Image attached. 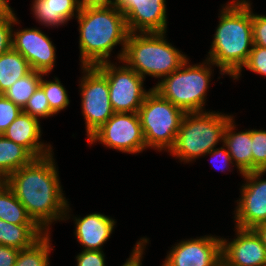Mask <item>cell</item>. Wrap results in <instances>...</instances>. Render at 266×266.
<instances>
[{
    "label": "cell",
    "mask_w": 266,
    "mask_h": 266,
    "mask_svg": "<svg viewBox=\"0 0 266 266\" xmlns=\"http://www.w3.org/2000/svg\"><path fill=\"white\" fill-rule=\"evenodd\" d=\"M148 241L149 239L147 237H141L134 245L131 255L122 266H142V258L144 257L143 254L146 245L149 243Z\"/></svg>",
    "instance_id": "obj_35"
},
{
    "label": "cell",
    "mask_w": 266,
    "mask_h": 266,
    "mask_svg": "<svg viewBox=\"0 0 266 266\" xmlns=\"http://www.w3.org/2000/svg\"><path fill=\"white\" fill-rule=\"evenodd\" d=\"M253 230L257 233V235L260 237L263 245L266 248V222L257 225L253 228Z\"/></svg>",
    "instance_id": "obj_39"
},
{
    "label": "cell",
    "mask_w": 266,
    "mask_h": 266,
    "mask_svg": "<svg viewBox=\"0 0 266 266\" xmlns=\"http://www.w3.org/2000/svg\"><path fill=\"white\" fill-rule=\"evenodd\" d=\"M44 233L36 224H13L0 219V245L20 250L31 246Z\"/></svg>",
    "instance_id": "obj_20"
},
{
    "label": "cell",
    "mask_w": 266,
    "mask_h": 266,
    "mask_svg": "<svg viewBox=\"0 0 266 266\" xmlns=\"http://www.w3.org/2000/svg\"><path fill=\"white\" fill-rule=\"evenodd\" d=\"M232 118L219 111L186 113L170 155L184 163L205 157L219 142L223 144L226 125Z\"/></svg>",
    "instance_id": "obj_5"
},
{
    "label": "cell",
    "mask_w": 266,
    "mask_h": 266,
    "mask_svg": "<svg viewBox=\"0 0 266 266\" xmlns=\"http://www.w3.org/2000/svg\"><path fill=\"white\" fill-rule=\"evenodd\" d=\"M79 24L81 66H96L109 62L111 52L122 45L117 58L121 61L129 30L124 14L115 6L87 8L76 16Z\"/></svg>",
    "instance_id": "obj_3"
},
{
    "label": "cell",
    "mask_w": 266,
    "mask_h": 266,
    "mask_svg": "<svg viewBox=\"0 0 266 266\" xmlns=\"http://www.w3.org/2000/svg\"><path fill=\"white\" fill-rule=\"evenodd\" d=\"M222 146L220 148L215 147L210 152H208L207 155L205 156H208V154L210 155V160H211L210 164L213 165V168L215 170L225 172V170H228V169L230 170L231 169L230 167H233L235 164L233 163V160L231 159V156L227 150V147L224 144ZM219 163H221L222 166H219Z\"/></svg>",
    "instance_id": "obj_32"
},
{
    "label": "cell",
    "mask_w": 266,
    "mask_h": 266,
    "mask_svg": "<svg viewBox=\"0 0 266 266\" xmlns=\"http://www.w3.org/2000/svg\"><path fill=\"white\" fill-rule=\"evenodd\" d=\"M79 80L81 110L85 119L87 139L97 131L115 112L109 99L106 76L96 66H81Z\"/></svg>",
    "instance_id": "obj_9"
},
{
    "label": "cell",
    "mask_w": 266,
    "mask_h": 266,
    "mask_svg": "<svg viewBox=\"0 0 266 266\" xmlns=\"http://www.w3.org/2000/svg\"><path fill=\"white\" fill-rule=\"evenodd\" d=\"M22 109L11 100L0 94V135L6 131L8 126L18 117Z\"/></svg>",
    "instance_id": "obj_29"
},
{
    "label": "cell",
    "mask_w": 266,
    "mask_h": 266,
    "mask_svg": "<svg viewBox=\"0 0 266 266\" xmlns=\"http://www.w3.org/2000/svg\"><path fill=\"white\" fill-rule=\"evenodd\" d=\"M172 245L161 266H221V238L215 235L181 240Z\"/></svg>",
    "instance_id": "obj_12"
},
{
    "label": "cell",
    "mask_w": 266,
    "mask_h": 266,
    "mask_svg": "<svg viewBox=\"0 0 266 266\" xmlns=\"http://www.w3.org/2000/svg\"><path fill=\"white\" fill-rule=\"evenodd\" d=\"M44 75L48 76V74L42 75L40 87L44 90L50 109L55 114H58L70 104L66 88L62 85L61 81L57 77L50 81L43 78Z\"/></svg>",
    "instance_id": "obj_26"
},
{
    "label": "cell",
    "mask_w": 266,
    "mask_h": 266,
    "mask_svg": "<svg viewBox=\"0 0 266 266\" xmlns=\"http://www.w3.org/2000/svg\"><path fill=\"white\" fill-rule=\"evenodd\" d=\"M232 0L224 4L206 59L221 75L238 80L253 48L252 3Z\"/></svg>",
    "instance_id": "obj_2"
},
{
    "label": "cell",
    "mask_w": 266,
    "mask_h": 266,
    "mask_svg": "<svg viewBox=\"0 0 266 266\" xmlns=\"http://www.w3.org/2000/svg\"><path fill=\"white\" fill-rule=\"evenodd\" d=\"M51 233H44L31 246L19 250L14 266H50Z\"/></svg>",
    "instance_id": "obj_24"
},
{
    "label": "cell",
    "mask_w": 266,
    "mask_h": 266,
    "mask_svg": "<svg viewBox=\"0 0 266 266\" xmlns=\"http://www.w3.org/2000/svg\"><path fill=\"white\" fill-rule=\"evenodd\" d=\"M252 172L266 171V130L251 129Z\"/></svg>",
    "instance_id": "obj_28"
},
{
    "label": "cell",
    "mask_w": 266,
    "mask_h": 266,
    "mask_svg": "<svg viewBox=\"0 0 266 266\" xmlns=\"http://www.w3.org/2000/svg\"><path fill=\"white\" fill-rule=\"evenodd\" d=\"M34 157L21 145L0 135V181L29 164Z\"/></svg>",
    "instance_id": "obj_21"
},
{
    "label": "cell",
    "mask_w": 266,
    "mask_h": 266,
    "mask_svg": "<svg viewBox=\"0 0 266 266\" xmlns=\"http://www.w3.org/2000/svg\"><path fill=\"white\" fill-rule=\"evenodd\" d=\"M31 5L36 21L51 28L68 23L80 11L77 0H33Z\"/></svg>",
    "instance_id": "obj_18"
},
{
    "label": "cell",
    "mask_w": 266,
    "mask_h": 266,
    "mask_svg": "<svg viewBox=\"0 0 266 266\" xmlns=\"http://www.w3.org/2000/svg\"><path fill=\"white\" fill-rule=\"evenodd\" d=\"M185 114L152 88L138 110L146 148L169 152Z\"/></svg>",
    "instance_id": "obj_7"
},
{
    "label": "cell",
    "mask_w": 266,
    "mask_h": 266,
    "mask_svg": "<svg viewBox=\"0 0 266 266\" xmlns=\"http://www.w3.org/2000/svg\"><path fill=\"white\" fill-rule=\"evenodd\" d=\"M266 171L242 174L244 182L240 198L234 210L235 227L253 229L266 222V179H261Z\"/></svg>",
    "instance_id": "obj_11"
},
{
    "label": "cell",
    "mask_w": 266,
    "mask_h": 266,
    "mask_svg": "<svg viewBox=\"0 0 266 266\" xmlns=\"http://www.w3.org/2000/svg\"><path fill=\"white\" fill-rule=\"evenodd\" d=\"M88 144L99 142L119 152L136 154L146 149L138 112L114 113L88 139Z\"/></svg>",
    "instance_id": "obj_10"
},
{
    "label": "cell",
    "mask_w": 266,
    "mask_h": 266,
    "mask_svg": "<svg viewBox=\"0 0 266 266\" xmlns=\"http://www.w3.org/2000/svg\"><path fill=\"white\" fill-rule=\"evenodd\" d=\"M234 117L227 123L224 132L223 144L235 163L239 174L252 172V139L251 129L236 132Z\"/></svg>",
    "instance_id": "obj_19"
},
{
    "label": "cell",
    "mask_w": 266,
    "mask_h": 266,
    "mask_svg": "<svg viewBox=\"0 0 266 266\" xmlns=\"http://www.w3.org/2000/svg\"><path fill=\"white\" fill-rule=\"evenodd\" d=\"M104 62L96 67L106 76L109 86V99L115 113H136L145 100L148 91L144 88L145 79L124 62Z\"/></svg>",
    "instance_id": "obj_8"
},
{
    "label": "cell",
    "mask_w": 266,
    "mask_h": 266,
    "mask_svg": "<svg viewBox=\"0 0 266 266\" xmlns=\"http://www.w3.org/2000/svg\"><path fill=\"white\" fill-rule=\"evenodd\" d=\"M165 35L166 32L129 33L121 61L144 79L148 75L162 80L188 59Z\"/></svg>",
    "instance_id": "obj_4"
},
{
    "label": "cell",
    "mask_w": 266,
    "mask_h": 266,
    "mask_svg": "<svg viewBox=\"0 0 266 266\" xmlns=\"http://www.w3.org/2000/svg\"><path fill=\"white\" fill-rule=\"evenodd\" d=\"M129 33L167 32L166 0H115Z\"/></svg>",
    "instance_id": "obj_14"
},
{
    "label": "cell",
    "mask_w": 266,
    "mask_h": 266,
    "mask_svg": "<svg viewBox=\"0 0 266 266\" xmlns=\"http://www.w3.org/2000/svg\"><path fill=\"white\" fill-rule=\"evenodd\" d=\"M19 249L0 245V266H14Z\"/></svg>",
    "instance_id": "obj_36"
},
{
    "label": "cell",
    "mask_w": 266,
    "mask_h": 266,
    "mask_svg": "<svg viewBox=\"0 0 266 266\" xmlns=\"http://www.w3.org/2000/svg\"><path fill=\"white\" fill-rule=\"evenodd\" d=\"M22 111L29 114L31 117L37 118L38 120H40V118L43 119L55 115L49 107L44 90L40 86L29 98Z\"/></svg>",
    "instance_id": "obj_27"
},
{
    "label": "cell",
    "mask_w": 266,
    "mask_h": 266,
    "mask_svg": "<svg viewBox=\"0 0 266 266\" xmlns=\"http://www.w3.org/2000/svg\"><path fill=\"white\" fill-rule=\"evenodd\" d=\"M115 0H77L80 10L87 8L113 7Z\"/></svg>",
    "instance_id": "obj_37"
},
{
    "label": "cell",
    "mask_w": 266,
    "mask_h": 266,
    "mask_svg": "<svg viewBox=\"0 0 266 266\" xmlns=\"http://www.w3.org/2000/svg\"><path fill=\"white\" fill-rule=\"evenodd\" d=\"M16 14L6 19H0V55L12 49L13 26L20 24Z\"/></svg>",
    "instance_id": "obj_31"
},
{
    "label": "cell",
    "mask_w": 266,
    "mask_h": 266,
    "mask_svg": "<svg viewBox=\"0 0 266 266\" xmlns=\"http://www.w3.org/2000/svg\"><path fill=\"white\" fill-rule=\"evenodd\" d=\"M212 66L215 65L208 59L191 65L188 58L179 69L159 80L153 89L185 113L204 112L214 71Z\"/></svg>",
    "instance_id": "obj_6"
},
{
    "label": "cell",
    "mask_w": 266,
    "mask_h": 266,
    "mask_svg": "<svg viewBox=\"0 0 266 266\" xmlns=\"http://www.w3.org/2000/svg\"><path fill=\"white\" fill-rule=\"evenodd\" d=\"M75 237L83 250L103 251V245L110 238L117 222L101 213H90L84 217H73Z\"/></svg>",
    "instance_id": "obj_17"
},
{
    "label": "cell",
    "mask_w": 266,
    "mask_h": 266,
    "mask_svg": "<svg viewBox=\"0 0 266 266\" xmlns=\"http://www.w3.org/2000/svg\"><path fill=\"white\" fill-rule=\"evenodd\" d=\"M30 71L28 61L13 48L0 55V94Z\"/></svg>",
    "instance_id": "obj_22"
},
{
    "label": "cell",
    "mask_w": 266,
    "mask_h": 266,
    "mask_svg": "<svg viewBox=\"0 0 266 266\" xmlns=\"http://www.w3.org/2000/svg\"><path fill=\"white\" fill-rule=\"evenodd\" d=\"M252 27L254 45L266 48V15L254 14L252 10Z\"/></svg>",
    "instance_id": "obj_33"
},
{
    "label": "cell",
    "mask_w": 266,
    "mask_h": 266,
    "mask_svg": "<svg viewBox=\"0 0 266 266\" xmlns=\"http://www.w3.org/2000/svg\"><path fill=\"white\" fill-rule=\"evenodd\" d=\"M53 155L54 152L34 158L4 180L29 217L45 233L50 232L54 221H66L72 216Z\"/></svg>",
    "instance_id": "obj_1"
},
{
    "label": "cell",
    "mask_w": 266,
    "mask_h": 266,
    "mask_svg": "<svg viewBox=\"0 0 266 266\" xmlns=\"http://www.w3.org/2000/svg\"><path fill=\"white\" fill-rule=\"evenodd\" d=\"M8 1L9 0H0V19H6L15 15Z\"/></svg>",
    "instance_id": "obj_38"
},
{
    "label": "cell",
    "mask_w": 266,
    "mask_h": 266,
    "mask_svg": "<svg viewBox=\"0 0 266 266\" xmlns=\"http://www.w3.org/2000/svg\"><path fill=\"white\" fill-rule=\"evenodd\" d=\"M235 228L232 241L221 237L222 266H266V248L257 233Z\"/></svg>",
    "instance_id": "obj_15"
},
{
    "label": "cell",
    "mask_w": 266,
    "mask_h": 266,
    "mask_svg": "<svg viewBox=\"0 0 266 266\" xmlns=\"http://www.w3.org/2000/svg\"><path fill=\"white\" fill-rule=\"evenodd\" d=\"M77 266H106L105 254L103 251L82 250L76 256Z\"/></svg>",
    "instance_id": "obj_34"
},
{
    "label": "cell",
    "mask_w": 266,
    "mask_h": 266,
    "mask_svg": "<svg viewBox=\"0 0 266 266\" xmlns=\"http://www.w3.org/2000/svg\"><path fill=\"white\" fill-rule=\"evenodd\" d=\"M42 75L41 72L31 70L27 75L18 79L3 95L23 109L29 98L40 86Z\"/></svg>",
    "instance_id": "obj_25"
},
{
    "label": "cell",
    "mask_w": 266,
    "mask_h": 266,
    "mask_svg": "<svg viewBox=\"0 0 266 266\" xmlns=\"http://www.w3.org/2000/svg\"><path fill=\"white\" fill-rule=\"evenodd\" d=\"M0 219L13 224H35L4 181H0Z\"/></svg>",
    "instance_id": "obj_23"
},
{
    "label": "cell",
    "mask_w": 266,
    "mask_h": 266,
    "mask_svg": "<svg viewBox=\"0 0 266 266\" xmlns=\"http://www.w3.org/2000/svg\"><path fill=\"white\" fill-rule=\"evenodd\" d=\"M14 29L12 48L28 61L31 70L43 74L52 72L56 63V48L51 38L36 27Z\"/></svg>",
    "instance_id": "obj_13"
},
{
    "label": "cell",
    "mask_w": 266,
    "mask_h": 266,
    "mask_svg": "<svg viewBox=\"0 0 266 266\" xmlns=\"http://www.w3.org/2000/svg\"><path fill=\"white\" fill-rule=\"evenodd\" d=\"M243 67L259 75L266 76V48L253 45L248 60Z\"/></svg>",
    "instance_id": "obj_30"
},
{
    "label": "cell",
    "mask_w": 266,
    "mask_h": 266,
    "mask_svg": "<svg viewBox=\"0 0 266 266\" xmlns=\"http://www.w3.org/2000/svg\"><path fill=\"white\" fill-rule=\"evenodd\" d=\"M3 135L14 143L24 147L34 158L53 153L51 144L40 141L42 130L40 120L23 111L8 126Z\"/></svg>",
    "instance_id": "obj_16"
}]
</instances>
